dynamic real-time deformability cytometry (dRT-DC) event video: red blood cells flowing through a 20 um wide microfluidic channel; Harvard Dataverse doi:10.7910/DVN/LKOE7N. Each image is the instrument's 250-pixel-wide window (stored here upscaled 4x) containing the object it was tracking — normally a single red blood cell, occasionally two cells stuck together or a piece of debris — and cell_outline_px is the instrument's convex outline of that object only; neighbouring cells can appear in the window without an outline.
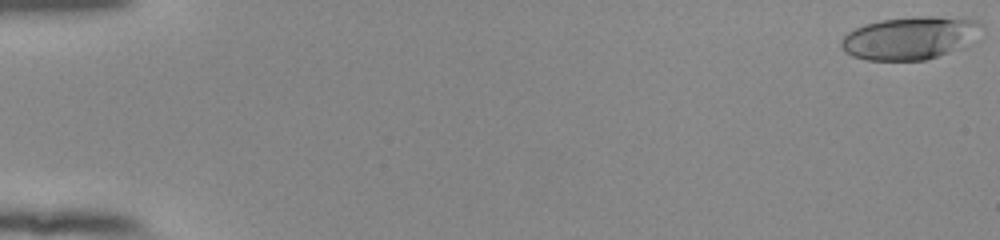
{"species": "human", "species_latin": "Homo sapiens", "temperature_condition": "room temperature", "stored_images_in_passage": 55, "camera_frame_rate_fps": 3000, "um_per_image_px": 0.085, "donor": {"sex": "female"}, "frame": {"image": 1, "passage_image": 1, "time_ms": 0.0, "image_size_px": [1000, 240], "cell_outline_px": [[984, 28], [980, 40], [972, 44], [924, 60], [864, 60], [852, 56], [844, 52], [840, 48], [840, 40], [848, 32], [864, 24], [880, 20], [912, 16], [964, 16], [980, 20], [984, 24]], "centroid_in_image_um": [77.47, 3.19], "position_along_channel_um": 7.5, "area_um2": 36.3}}
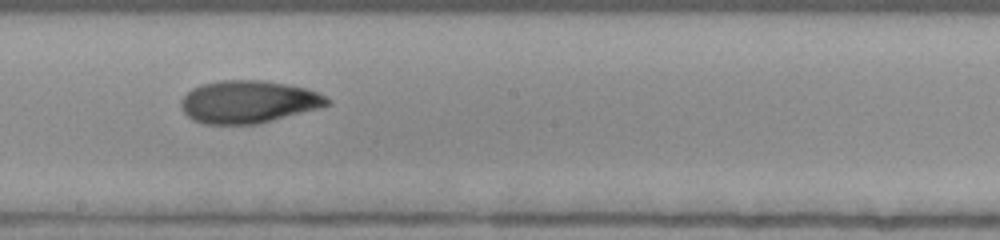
{"frame": {"image": 2, "passage_image": 32, "time_ms": 10.333, "image_size_px": [1000, 240], "cell_outline_px": [[332, 104], [320, 108], [256, 124], [204, 124], [192, 120], [180, 108], [180, 100], [192, 88], [204, 84], [220, 80], [264, 80], [304, 88], [316, 92], [332, 100]], "centroid_in_image_um": [21.1, 8.66], "position_along_channel_um": 227.1, "area_um2": 36.18}}
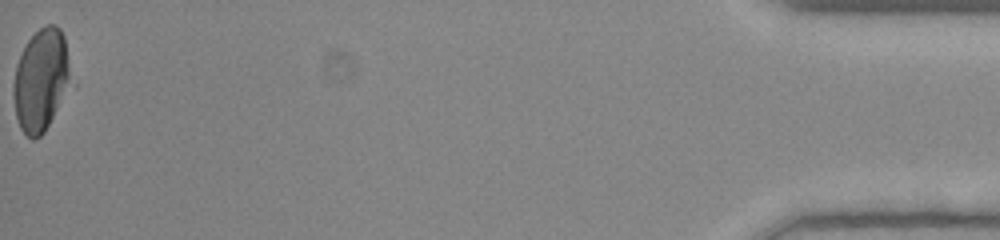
{"frame": {"image": 3, "passage_image": 55, "time_ms": 18.0, "image_size_px": [1000, 240], "cell_outline_px": [[68, 84], [44, 132], [36, 140], [32, 140], [20, 128], [16, 116], [12, 92], [12, 88], [16, 64], [28, 40], [44, 24], [56, 24], [60, 28], [64, 36], [68, 60]], "centroid_in_image_um": [3.42, 6.78], "position_along_channel_um": 431.8, "area_um2": 33.23}, "authors_computed_cell_mechanics": {"area_um2": 35.547, "velocity_mm_per_s": 3.8539, "shape_relaxation_time_tau1_ms": 5.7292, "shape_relaxation_time_tau2_ms": 2.4548, "deformation_change_tau1": 0.176, "deformation_change_tau2": 0.0826}}